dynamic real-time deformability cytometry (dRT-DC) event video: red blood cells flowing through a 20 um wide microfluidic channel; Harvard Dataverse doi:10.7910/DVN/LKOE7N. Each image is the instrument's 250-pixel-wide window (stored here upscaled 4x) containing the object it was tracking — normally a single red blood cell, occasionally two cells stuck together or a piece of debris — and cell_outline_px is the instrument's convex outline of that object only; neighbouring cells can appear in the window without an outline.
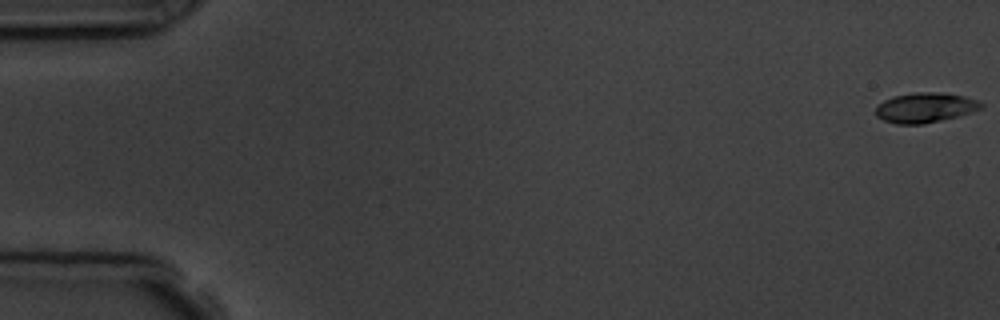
{"species": "common noctule bat (a hibernating species)", "species_latin": "Nyctalus noctula", "temperature_condition": "room temperature", "stored_images_in_passage": 16, "camera_frame_rate_fps": 3000, "um_per_image_px": 0.085, "animal": {"sex": "male", "body_mass_g": 19.5, "forearm_length_mm": 54.6}, "frame": {"image": 1, "passage_image": 1, "time_ms": 0.0, "image_size_px": [1000, 320], "cell_outline_px": [[984, 108], [972, 112], [924, 124], [896, 124], [884, 120], [876, 116], [876, 104], [892, 96], [912, 92], [936, 92], [964, 96], [976, 100], [984, 104]], "centroid_in_image_um": [78.61, 9.14], "position_along_channel_um": 6.4, "area_um2": 18.44}}
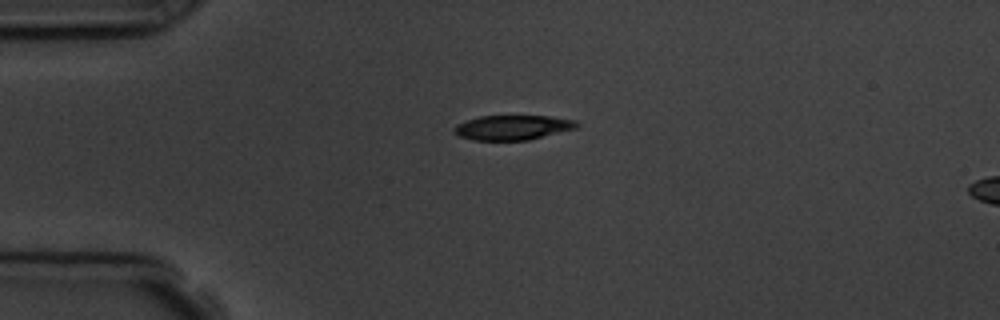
{"frame": {"image": 2, "passage_image": 5, "time_ms": 4.333, "image_size_px": [1000, 320], "cell_outline_px": [[580, 124], [576, 128], [528, 140], [472, 140], [460, 136], [452, 132], [452, 128], [456, 124], [480, 116], [552, 116], [576, 120]], "centroid_in_image_um": [43.56, 10.83], "position_along_channel_um": 41.4, "area_um2": 17.69}, "authors_computed_cell_mechanics": {"area_um2": 18.5249, "velocity_mm_per_s": 3.7511, "shape_relaxation_time_tau1_ms": 1.755, "shape_relaxation_time_tau2_ms": null, "deformation_change_tau1": 0.0998, "deformation_change_tau2": null}}